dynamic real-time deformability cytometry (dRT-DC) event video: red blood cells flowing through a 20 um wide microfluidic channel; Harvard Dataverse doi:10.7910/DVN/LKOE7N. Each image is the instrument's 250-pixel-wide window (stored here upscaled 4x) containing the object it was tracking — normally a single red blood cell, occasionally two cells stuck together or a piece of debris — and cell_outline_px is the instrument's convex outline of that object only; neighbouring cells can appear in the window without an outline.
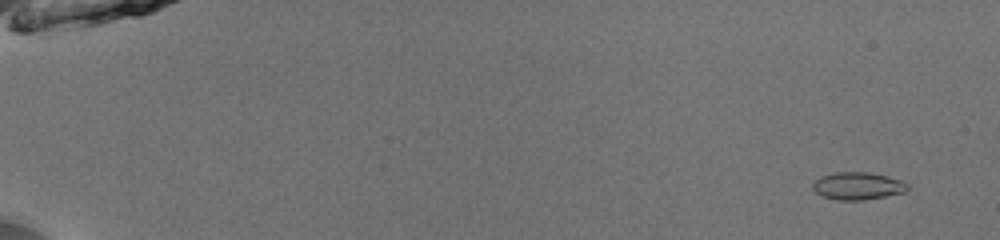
{"species": "common noctule bat (a hibernating species)", "species_latin": "Nyctalus noctula", "temperature_condition": "room temperature", "stored_images_in_passage": 53, "camera_frame_rate_fps": 3000, "um_per_image_px": 0.085, "animal": {"sex": "male", "body_mass_g": 13.0, "forearm_length_mm": 53.1}, "frame": {"image": 1, "passage_image": 4, "time_ms": 1.0, "image_size_px": [1000, 240], "cell_outline_px": [[908, 188], [904, 192], [864, 200], [836, 200], [820, 196], [812, 188], [812, 184], [820, 176], [836, 172], [872, 172], [888, 176], [900, 180], [908, 184]], "centroid_in_image_um": [72.88, 15.8], "position_along_channel_um": 12.1, "area_um2": 15.26}}
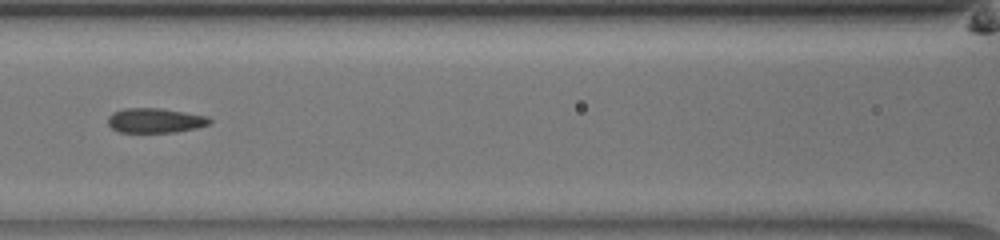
{"frame": {"image": 2, "passage_image": 27, "time_ms": 8.667, "image_size_px": [1000, 240], "cell_outline_px": [[212, 124], [196, 128], [176, 132], [120, 132], [112, 128], [108, 124], [108, 116], [112, 112], [124, 108], [160, 108], [208, 116], [212, 120]], "centroid_in_image_um": [13.21, 10.24], "position_along_channel_um": 153.4, "area_um2": 14.74}}
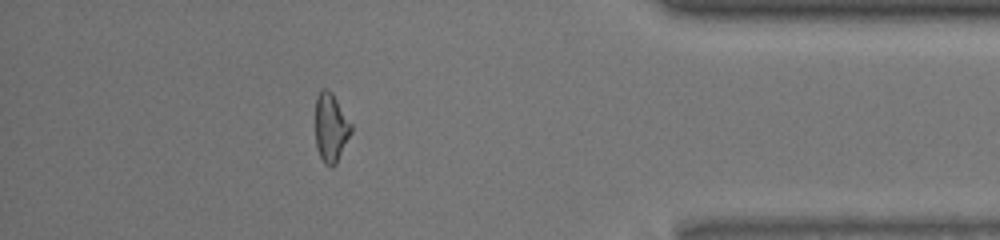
{"frame": {"image": 3, "passage_image": 48, "time_ms": 15.667, "image_size_px": [1000, 240], "cell_outline_px": [[352, 132], [336, 164], [332, 168], [324, 164], [316, 148], [316, 96], [320, 88], [324, 88], [332, 92], [352, 124]], "centroid_in_image_um": [28.12, 10.85], "position_along_channel_um": 407.1, "area_um2": 14.51}, "authors_computed_cell_mechanics": {"area_um2": 14.9124, "velocity_mm_per_s": 4.0115, "shape_relaxation_time_tau1_ms": null, "shape_relaxation_time_tau2_ms": 2.4062, "deformation_change_tau1": null, "deformation_change_tau2": 0.0726}}